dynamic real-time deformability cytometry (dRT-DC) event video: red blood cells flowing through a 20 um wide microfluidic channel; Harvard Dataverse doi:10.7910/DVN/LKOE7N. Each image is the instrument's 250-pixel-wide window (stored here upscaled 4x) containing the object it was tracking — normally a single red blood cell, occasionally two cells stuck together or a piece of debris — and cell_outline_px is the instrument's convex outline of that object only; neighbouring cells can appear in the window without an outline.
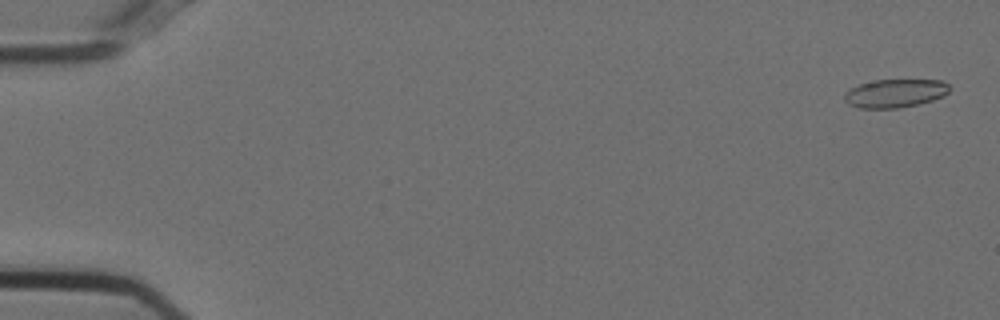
{"species": "Egyptian fruit bat (a non-hibernating species)", "species_latin": "Rousettus aegyptiacus", "temperature_condition": "cold", "stored_images_in_passage": 22, "camera_frame_rate_fps": 3000, "um_per_image_px": 0.085, "animal": {"sex": "female"}, "frame": {"image": 1, "passage_image": 2, "time_ms": 0.333, "image_size_px": [1000, 320], "cell_outline_px": [[948, 92], [944, 96], [932, 100], [900, 108], [860, 108], [848, 104], [844, 100], [844, 92], [860, 84], [872, 80], [940, 80], [948, 84]], "centroid_in_image_um": [76.05, 7.93], "position_along_channel_um": 8.9, "area_um2": 17.28}}
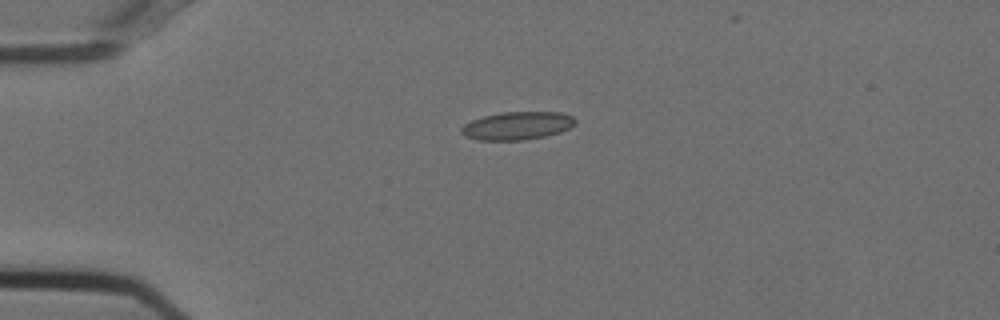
{"frame": {"image": 2, "passage_image": 14, "time_ms": 4.333, "image_size_px": [1000, 320], "cell_outline_px": [[576, 124], [560, 132], [544, 136], [524, 140], [476, 140], [464, 136], [460, 132], [460, 128], [464, 124], [472, 120], [484, 116], [500, 112], [560, 112], [572, 116], [576, 120]], "centroid_in_image_um": [43.94, 10.69], "position_along_channel_um": 41.1, "area_um2": 18.67}}
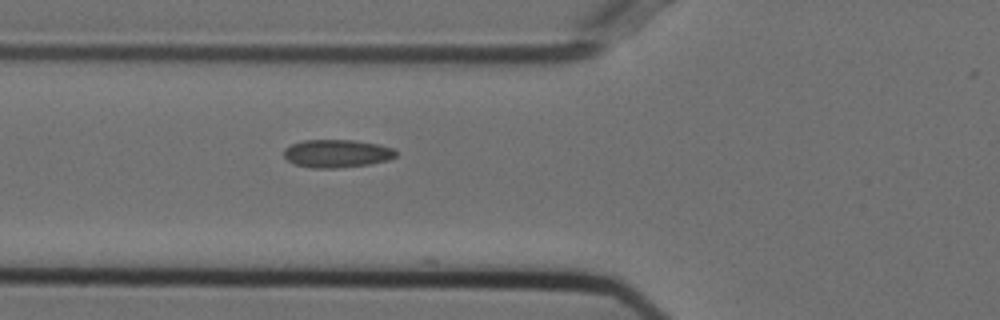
{"frame": {"image": 3, "passage_image": 21, "time_ms": 6.667, "image_size_px": [1000, 320], "cell_outline_px": [[396, 156], [388, 160], [368, 164], [340, 168], [312, 168], [292, 164], [284, 156], [284, 148], [292, 144], [304, 140], [352, 140], [376, 144], [392, 148], [396, 152]], "centroid_in_image_um": [28.59, 13.06], "position_along_channel_um": 97.2, "area_um2": 18.21}}